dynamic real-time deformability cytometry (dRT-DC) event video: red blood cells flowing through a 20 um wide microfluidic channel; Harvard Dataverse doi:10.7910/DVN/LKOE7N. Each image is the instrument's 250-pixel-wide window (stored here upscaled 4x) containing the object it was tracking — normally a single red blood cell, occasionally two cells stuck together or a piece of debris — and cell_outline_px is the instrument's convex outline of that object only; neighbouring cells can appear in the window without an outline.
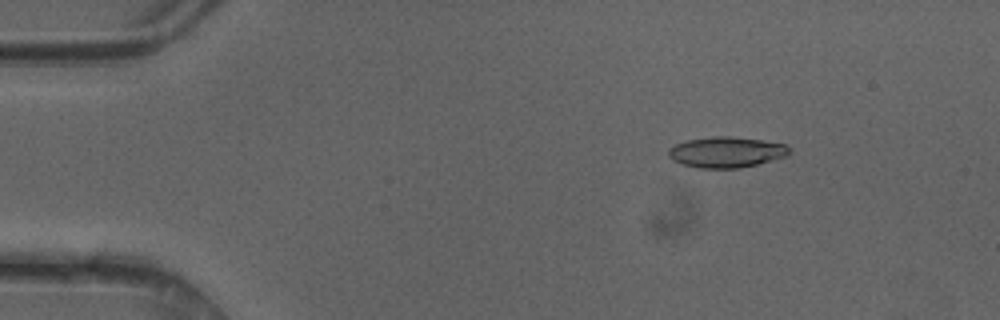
{"species": "common noctule bat (a hibernating species)", "species_latin": "Nyctalus noctula", "temperature_condition": "cold", "stored_images_in_passage": 10, "camera_frame_rate_fps": 3000, "um_per_image_px": 0.085, "animal": {"sex": "female"}, "frame": {"image": 1, "passage_image": 7, "time_ms": 2.0, "image_size_px": [1000, 320], "cell_outline_px": [[792, 152], [788, 156], [740, 168], [700, 168], [680, 164], [672, 160], [668, 156], [668, 148], [676, 144], [688, 140], [712, 136], [728, 136], [760, 140], [784, 144]], "centroid_in_image_um": [61.71, 12.94], "position_along_channel_um": 23.3, "area_um2": 21.62}}